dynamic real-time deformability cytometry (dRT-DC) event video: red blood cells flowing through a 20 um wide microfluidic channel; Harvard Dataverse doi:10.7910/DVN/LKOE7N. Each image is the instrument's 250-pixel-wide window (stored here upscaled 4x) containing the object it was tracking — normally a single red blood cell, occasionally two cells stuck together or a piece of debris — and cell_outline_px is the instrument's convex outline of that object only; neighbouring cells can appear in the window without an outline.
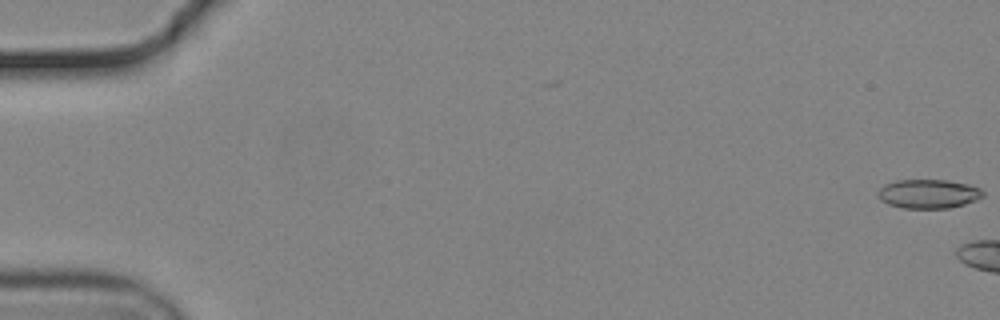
{"species": "common noctule bat (a hibernating species)", "species_latin": "Nyctalus noctula", "temperature_condition": "cold", "stored_images_in_passage": 13, "camera_frame_rate_fps": 3000, "um_per_image_px": 0.085, "animal": {"sex": "male", "body_mass_g": 19.2, "forearm_length_mm": 51.8}, "frame": {"image": 1, "passage_image": 1, "time_ms": 0.0, "image_size_px": [1000, 320], "cell_outline_px": [[984, 196], [976, 200], [964, 204], [948, 208], [904, 208], [888, 204], [880, 200], [876, 196], [876, 192], [884, 184], [896, 180], [948, 180], [968, 184], [980, 188], [984, 192]], "centroid_in_image_um": [78.89, 16.47], "position_along_channel_um": 6.1, "area_um2": 17.92}}